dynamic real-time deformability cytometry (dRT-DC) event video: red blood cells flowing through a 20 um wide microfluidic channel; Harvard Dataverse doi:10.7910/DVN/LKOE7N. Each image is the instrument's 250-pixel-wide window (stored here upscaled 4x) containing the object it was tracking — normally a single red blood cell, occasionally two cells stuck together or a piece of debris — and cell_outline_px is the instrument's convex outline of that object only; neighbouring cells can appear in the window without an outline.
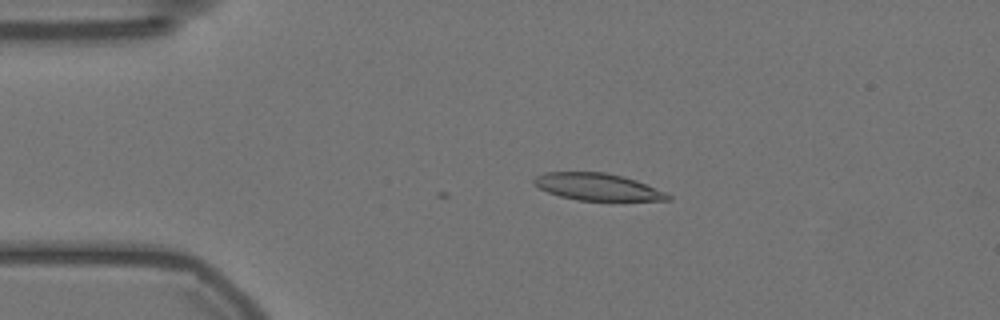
{"species": "Egyptian fruit bat (a non-hibernating species)", "species_latin": "Rousettus aegyptiacus", "temperature_condition": "warm", "stored_images_in_passage": 28, "camera_frame_rate_fps": 3000, "um_per_image_px": 0.085, "animal": {"sex": "female"}, "frame": {"image": 1, "passage_image": 1, "time_ms": 0.0, "image_size_px": [1000, 320], "cell_outline_px": [[672, 200], [576, 200], [560, 196], [548, 192], [532, 184], [532, 180], [536, 176], [544, 172], [604, 172], [624, 176], [636, 180], [664, 192], [672, 196]], "centroid_in_image_um": [50.75, 15.87], "position_along_channel_um": 34.3, "area_um2": 20.98}}
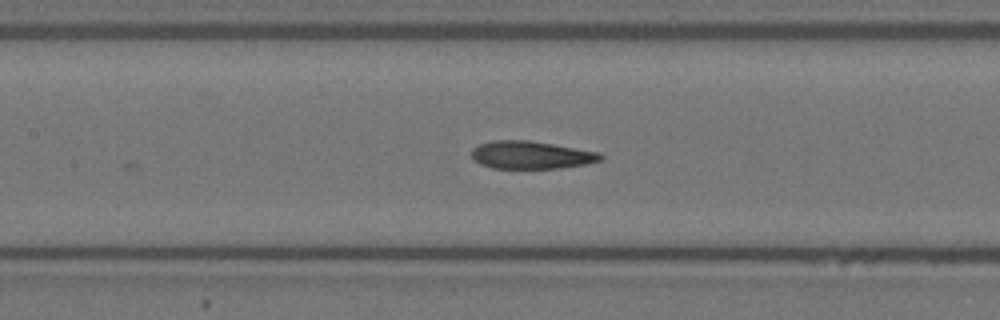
{"frame": {"image": 2, "passage_image": 15, "time_ms": 4.667, "image_size_px": [1000, 320], "cell_outline_px": [[604, 160], [588, 164], [560, 168], [492, 168], [480, 164], [472, 156], [472, 148], [480, 144], [492, 140], [528, 140], [600, 152], [604, 156]], "centroid_in_image_um": [45.19, 13.17], "position_along_channel_um": 162.2, "area_um2": 20.92}}
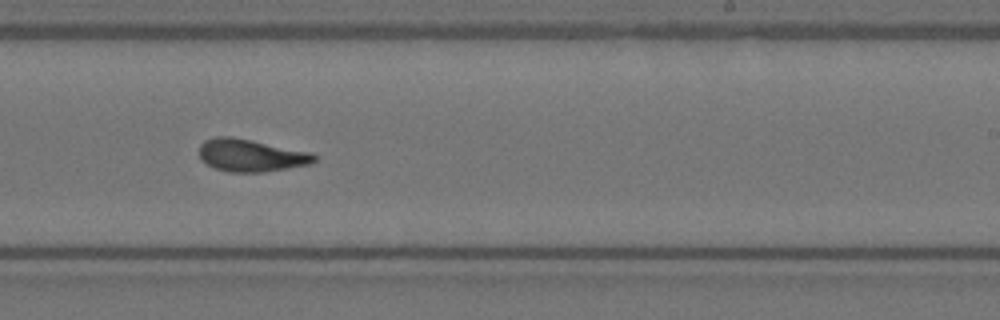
{"frame": {"image": 3, "passage_image": 24, "time_ms": 7.667, "image_size_px": [1000, 320], "cell_outline_px": [[316, 160], [312, 164], [264, 172], [228, 172], [216, 168], [200, 160], [200, 144], [204, 140], [216, 136], [232, 136], [312, 152], [316, 156]], "centroid_in_image_um": [21.34, 13.2], "position_along_channel_um": 267.7, "area_um2": 21.91}}